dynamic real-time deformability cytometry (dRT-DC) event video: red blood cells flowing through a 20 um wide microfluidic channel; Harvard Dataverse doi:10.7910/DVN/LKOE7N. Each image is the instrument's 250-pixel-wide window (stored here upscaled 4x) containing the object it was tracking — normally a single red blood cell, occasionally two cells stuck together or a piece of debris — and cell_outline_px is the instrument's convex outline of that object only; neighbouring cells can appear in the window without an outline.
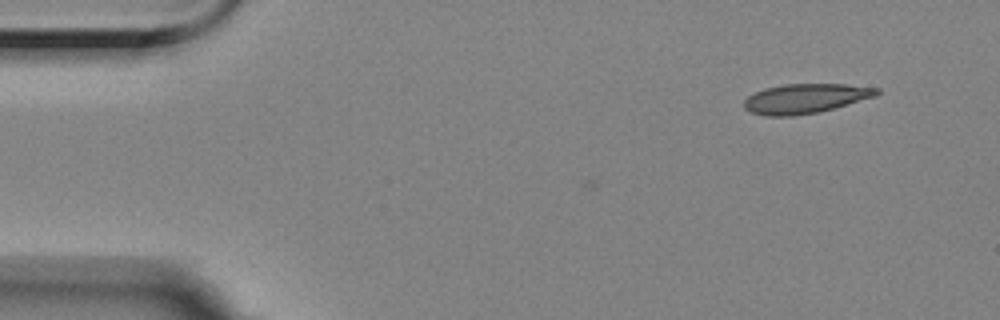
{"species": "Egyptian fruit bat (a non-hibernating species)", "species_latin": "Rousettus aegyptiacus", "temperature_condition": "room temperature", "stored_images_in_passage": 5, "camera_frame_rate_fps": 3000, "um_per_image_px": 0.085, "animal": {"sex": "female"}, "frame": {"image": 1, "passage_image": 1, "time_ms": 0.0, "image_size_px": [1000, 320], "cell_outline_px": [[880, 92], [876, 96], [820, 112], [792, 116], [764, 116], [748, 112], [744, 108], [744, 100], [748, 96], [764, 88], [784, 84], [844, 84], [880, 88]], "centroid_in_image_um": [68.43, 8.38], "position_along_channel_um": 16.6, "area_um2": 23.0}}